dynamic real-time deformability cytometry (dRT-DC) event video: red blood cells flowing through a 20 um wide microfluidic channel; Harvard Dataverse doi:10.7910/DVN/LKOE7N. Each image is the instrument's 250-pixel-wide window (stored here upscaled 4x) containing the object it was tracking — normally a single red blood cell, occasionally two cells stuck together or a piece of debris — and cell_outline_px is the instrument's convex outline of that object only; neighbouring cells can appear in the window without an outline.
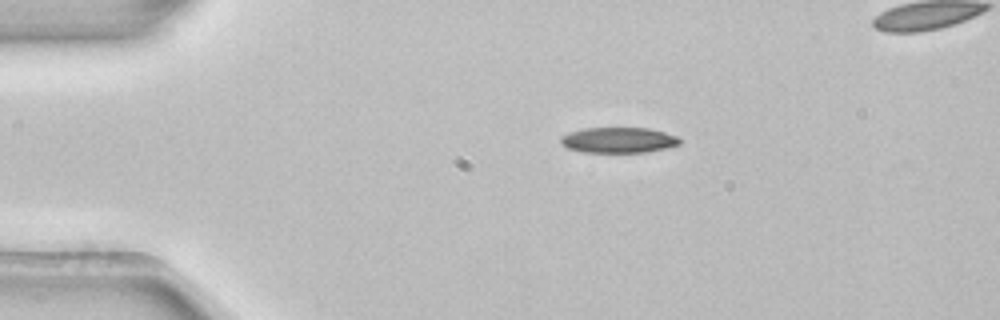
{"species": "common noctule bat (a hibernating species)", "species_latin": "Nyctalus noctula", "temperature_condition": "room temperature", "stored_images_in_passage": 3, "segment_of_instrument_passage": [1, 2], "camera_frame_rate_fps": 3000, "um_per_image_px": 0.085, "animal": {"sex": "female", "body_mass_g": 22.7, "forearm_length_mm": 54.2}, "frame": {"image": 1, "passage_image": 1, "time_ms": 0.0, "image_size_px": [1000, 320], "cell_outline_px": [[680, 144], [668, 148], [648, 152], [584, 152], [568, 148], [560, 144], [560, 136], [568, 132], [580, 128], [648, 128], [664, 132], [676, 136], [680, 140]], "centroid_in_image_um": [52.54, 11.9], "position_along_channel_um": 32.5, "area_um2": 17.86}}